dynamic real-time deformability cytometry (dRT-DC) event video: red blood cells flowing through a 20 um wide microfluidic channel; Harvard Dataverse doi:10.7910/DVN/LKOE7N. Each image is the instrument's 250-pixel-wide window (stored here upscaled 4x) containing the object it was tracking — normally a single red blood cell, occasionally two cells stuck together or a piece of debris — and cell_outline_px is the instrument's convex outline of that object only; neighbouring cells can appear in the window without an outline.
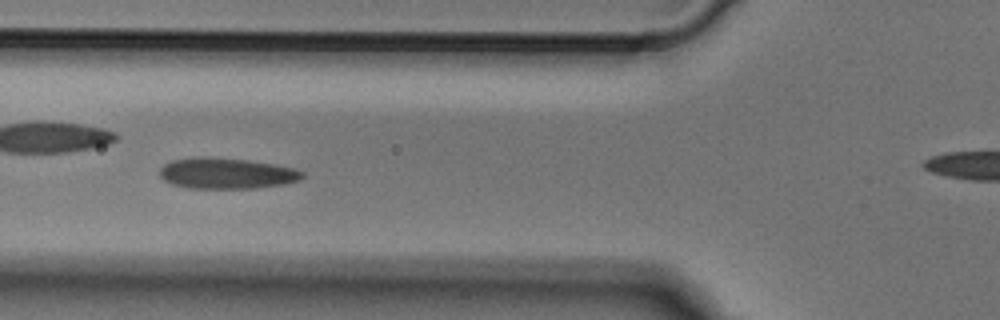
{"species": "Egyptian fruit bat (a non-hibernating species)", "species_latin": "Rousettus aegyptiacus", "temperature_condition": "cold", "stored_images_in_passage": 9, "segment_of_instrument_passage": [1, 2], "camera_frame_rate_fps": 3000, "um_per_image_px": 0.085, "animal": {"sex": "male"}, "frame": {"image": 1, "passage_image": 6, "time_ms": 1.667, "image_size_px": [1000, 320], "cell_outline_px": [[304, 176], [300, 180], [284, 184], [256, 188], [188, 188], [172, 184], [164, 180], [160, 176], [160, 168], [164, 164], [172, 160], [192, 156], [208, 156], [248, 160], [296, 168], [304, 172]], "centroid_in_image_um": [19.24, 14.72], "position_along_channel_um": 106.6, "area_um2": 25.95}}
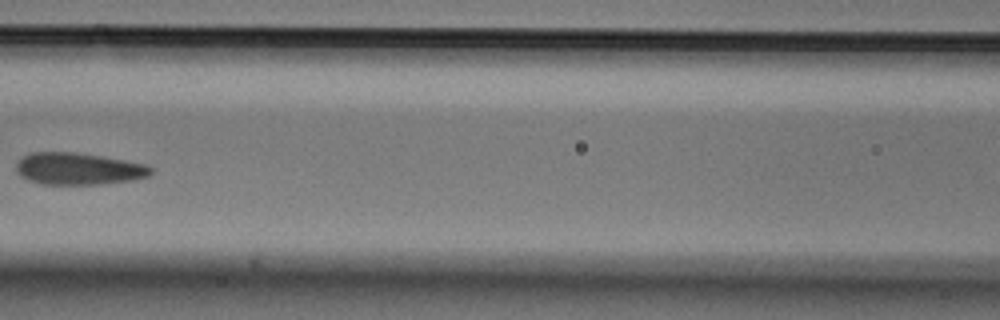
{"frame": {"image": 2, "passage_image": 7, "time_ms": 2.0, "image_size_px": [1000, 320], "cell_outline_px": [[152, 172], [148, 176], [132, 180], [100, 184], [40, 184], [28, 180], [20, 176], [16, 172], [16, 160], [20, 156], [28, 152], [76, 152], [148, 164], [152, 168]], "centroid_in_image_um": [6.6, 14.33], "position_along_channel_um": 160.0, "area_um2": 25.37}}
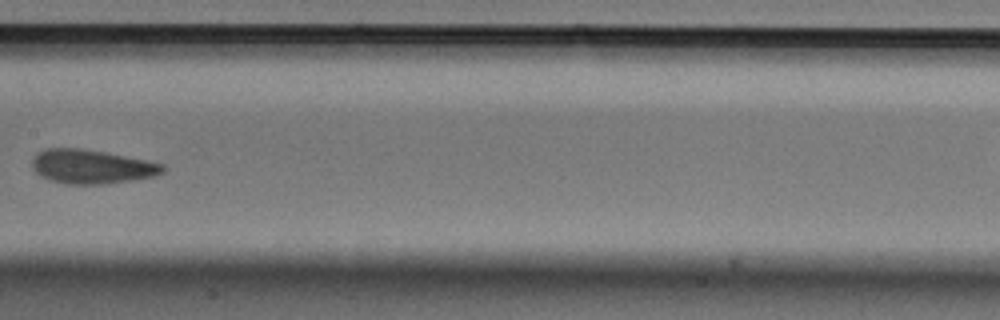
{"frame": {"image": 3, "passage_image": 8, "time_ms": 2.333, "image_size_px": [1000, 320], "cell_outline_px": [[164, 172], [152, 176], [132, 180], [104, 184], [64, 184], [48, 180], [40, 176], [32, 168], [32, 160], [44, 148], [80, 148], [104, 152], [148, 160], [164, 164]], "centroid_in_image_um": [7.77, 14.17], "position_along_channel_um": 199.6, "area_um2": 25.89}}